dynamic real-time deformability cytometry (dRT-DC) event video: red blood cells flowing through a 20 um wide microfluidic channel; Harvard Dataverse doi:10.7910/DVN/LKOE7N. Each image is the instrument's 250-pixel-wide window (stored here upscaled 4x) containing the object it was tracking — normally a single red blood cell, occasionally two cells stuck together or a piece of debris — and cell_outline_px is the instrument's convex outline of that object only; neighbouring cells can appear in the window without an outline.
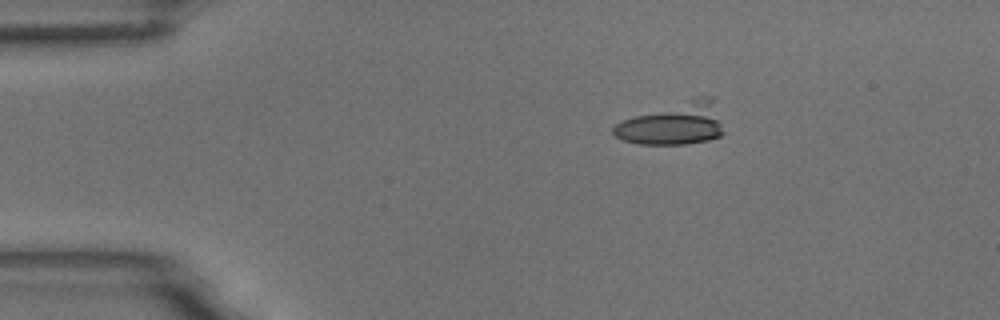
{"species": "common noctule bat (a hibernating species)", "species_latin": "Nyctalus noctula", "temperature_condition": "room temperature", "stored_images_in_passage": 4, "camera_frame_rate_fps": 3000, "um_per_image_px": 0.085, "animal": {"sex": "male", "body_mass_g": 18.8}, "frame": {"image": 1, "passage_image": 1, "time_ms": 0.0, "image_size_px": [1000, 320], "cell_outline_px": [[724, 132], [720, 136], [708, 140], [684, 144], [640, 144], [624, 140], [616, 136], [612, 132], [612, 128], [616, 124], [624, 120], [700, 92], [712, 96]], "centroid_in_image_um": [57.29, 10.46], "position_along_channel_um": 27.7, "area_um2": 27.57}}